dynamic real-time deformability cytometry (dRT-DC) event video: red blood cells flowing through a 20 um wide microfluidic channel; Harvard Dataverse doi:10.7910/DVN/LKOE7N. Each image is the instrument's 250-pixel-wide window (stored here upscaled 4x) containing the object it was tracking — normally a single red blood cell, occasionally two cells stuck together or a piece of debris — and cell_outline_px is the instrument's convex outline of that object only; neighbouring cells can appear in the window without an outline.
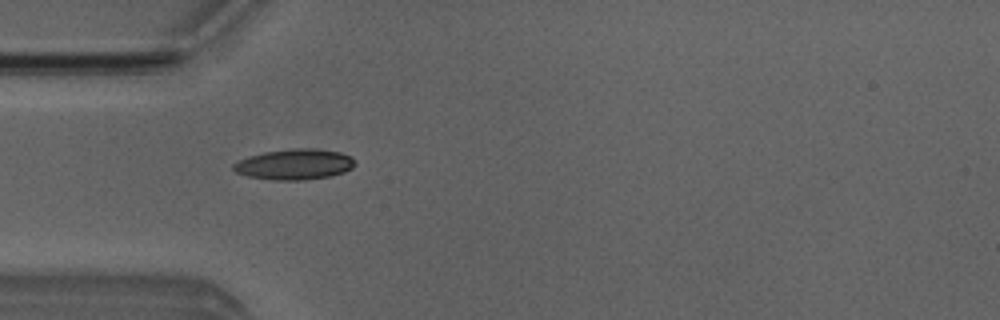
{"species": "Egyptian fruit bat (a non-hibernating species)", "species_latin": "Rousettus aegyptiacus", "temperature_condition": "room temperature", "stored_images_in_passage": 5, "camera_frame_rate_fps": 3000, "um_per_image_px": 0.085, "animal": {"sex": "male"}, "frame": {"image": 1, "passage_image": 4, "time_ms": 3.333, "image_size_px": [1000, 320], "cell_outline_px": [[356, 164], [352, 168], [344, 172], [328, 176], [304, 180], [272, 180], [248, 176], [236, 172], [232, 168], [232, 164], [248, 156], [264, 152], [296, 148], [316, 148], [340, 152], [352, 156], [356, 160]], "centroid_in_image_um": [25.06, 13.96], "position_along_channel_um": 59.9, "area_um2": 21.79}}